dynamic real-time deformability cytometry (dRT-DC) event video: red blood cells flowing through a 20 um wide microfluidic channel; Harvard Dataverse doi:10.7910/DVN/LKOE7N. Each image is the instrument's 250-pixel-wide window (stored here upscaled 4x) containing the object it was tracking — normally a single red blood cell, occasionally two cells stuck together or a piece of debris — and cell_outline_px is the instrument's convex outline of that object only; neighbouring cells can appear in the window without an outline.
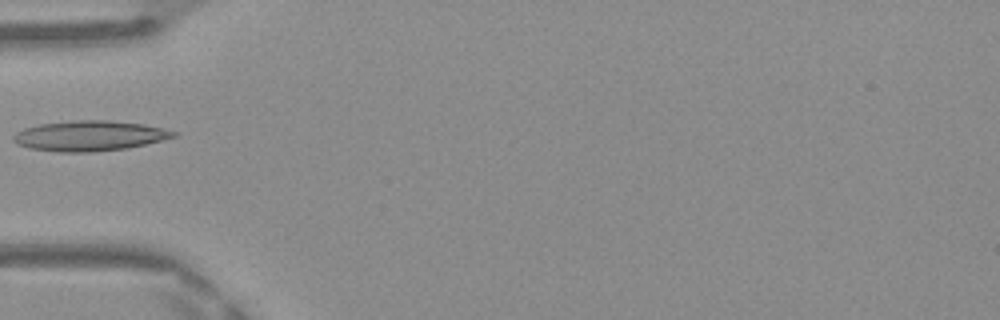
{"species": "Egyptian fruit bat (a non-hibernating species)", "species_latin": "Rousettus aegyptiacus", "temperature_condition": "warm", "stored_images_in_passage": 33, "camera_frame_rate_fps": 3000, "um_per_image_px": 0.085, "frame": {"image": 1, "passage_image": 1, "time_ms": 0.0, "image_size_px": [1000, 320], "cell_outline_px": [[180, 132], [176, 136], [144, 144], [124, 148], [92, 152], [60, 152], [28, 148], [16, 144], [12, 140], [12, 136], [16, 132], [24, 128], [40, 124], [76, 120], [108, 120], [144, 124]], "centroid_in_image_um": [7.57, 11.54], "position_along_channel_um": 77.4, "area_um2": 28.15}}
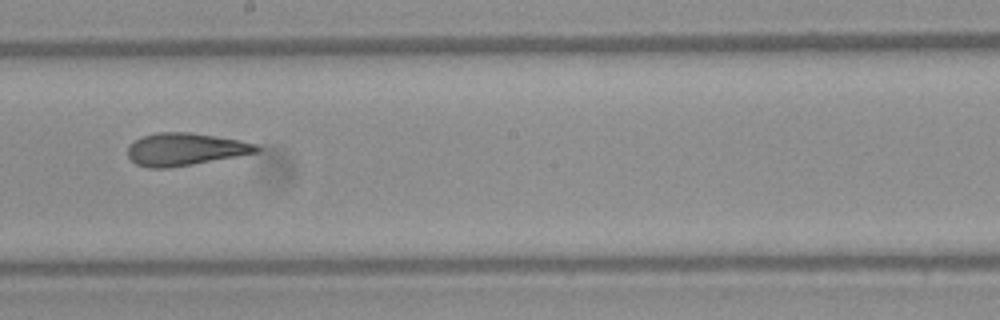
{"frame": {"image": 2, "passage_image": 12, "time_ms": 3.667, "image_size_px": [1000, 320], "cell_outline_px": [[260, 152], [192, 164], [168, 168], [148, 168], [136, 164], [128, 156], [128, 144], [144, 136], [156, 132], [188, 132], [240, 140], [256, 144], [260, 148]], "centroid_in_image_um": [15.73, 12.69], "position_along_channel_um": 232.5, "area_um2": 24.28}}
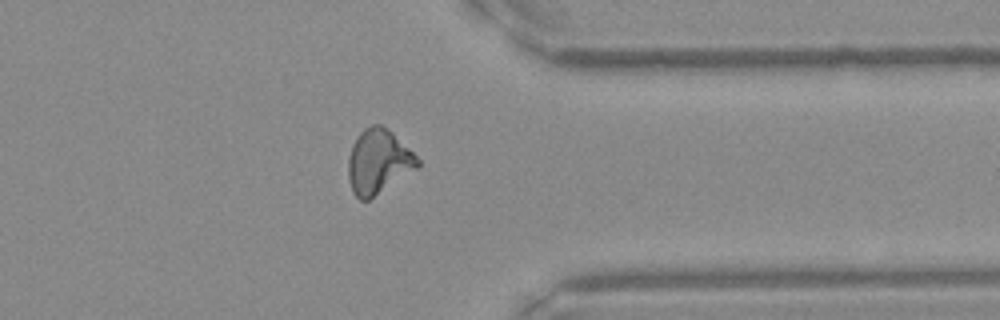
{"frame": {"image": 3, "passage_image": 23, "time_ms": 7.333, "image_size_px": [1000, 320], "cell_outline_px": [[420, 168], [368, 200], [360, 200], [352, 192], [348, 180], [348, 156], [352, 144], [360, 132], [364, 128], [372, 124], [380, 124], [388, 128], [420, 160]], "centroid_in_image_um": [32.16, 13.75], "position_along_channel_um": 379.2, "area_um2": 26.3}}